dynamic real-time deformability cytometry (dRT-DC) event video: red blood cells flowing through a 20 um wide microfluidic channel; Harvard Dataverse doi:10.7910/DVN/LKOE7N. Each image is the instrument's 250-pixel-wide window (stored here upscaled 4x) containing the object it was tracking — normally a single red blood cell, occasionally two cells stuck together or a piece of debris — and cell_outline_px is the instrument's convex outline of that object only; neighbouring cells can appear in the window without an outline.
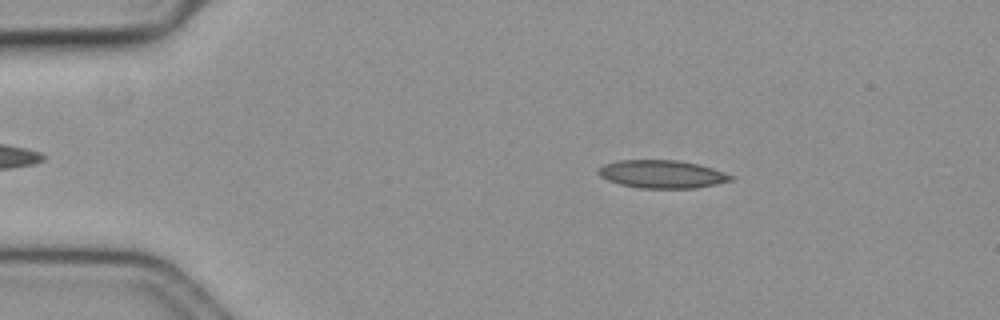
{"species": "common noctule bat (a hibernating species)", "species_latin": "Nyctalus noctula", "temperature_condition": "cold", "stored_images_in_passage": 48, "camera_frame_rate_fps": 3000, "um_per_image_px": 0.085, "animal": {"sex": "female", "body_mass_g": 19.3, "forearm_length_mm": 54.1}, "frame": {"image": 1, "passage_image": 10, "time_ms": 3.0, "image_size_px": [1000, 320], "cell_outline_px": [[736, 180], [696, 188], [640, 188], [620, 184], [608, 180], [600, 176], [596, 172], [596, 168], [604, 164], [620, 160], [676, 160], [696, 164], [712, 168], [736, 176]], "centroid_in_image_um": [56.28, 14.8], "position_along_channel_um": 28.7, "area_um2": 21.73}}
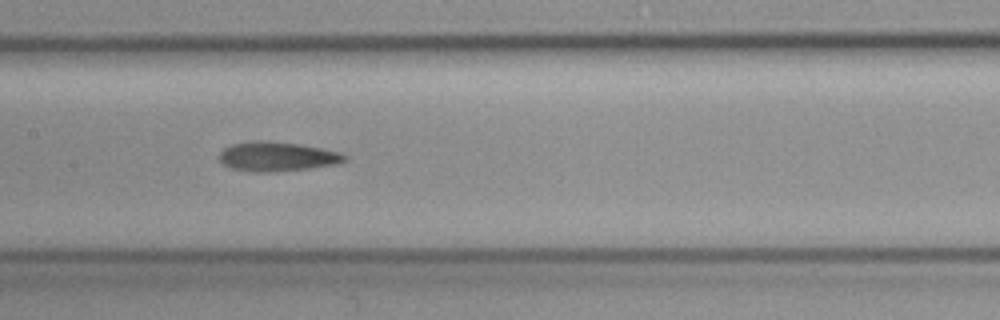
{"frame": {"image": 2, "passage_image": 28, "time_ms": 9.0, "image_size_px": [1000, 320], "cell_outline_px": [[348, 160], [336, 164], [308, 168], [268, 172], [248, 172], [232, 168], [224, 164], [220, 160], [220, 152], [224, 148], [232, 144], [252, 140], [264, 140], [300, 144], [340, 152], [348, 156]], "centroid_in_image_um": [23.56, 13.3], "position_along_channel_um": 183.8, "area_um2": 21.5}}
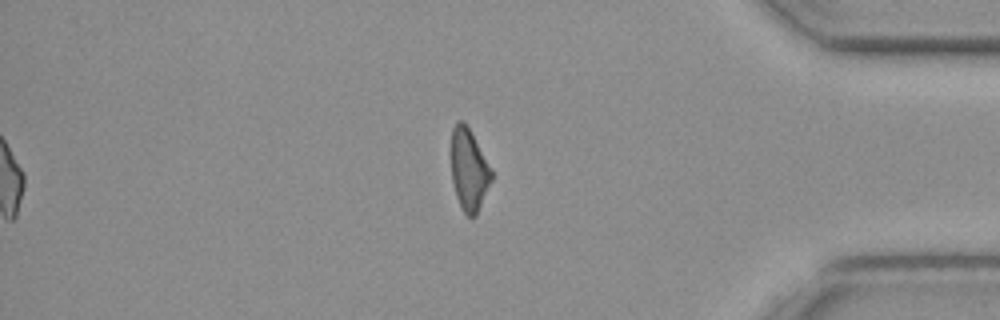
{"frame": {"image": 3, "passage_image": 48, "time_ms": 15.667, "image_size_px": [1000, 320], "cell_outline_px": [[492, 180], [476, 216], [472, 220], [460, 208], [456, 196], [452, 180], [452, 128], [456, 120], [460, 120], [468, 128], [492, 172]], "centroid_in_image_um": [39.84, 14.51], "position_along_channel_um": 395.4, "area_um2": 18.79}, "authors_computed_cell_mechanics": {"area_um2": 21.3571, "velocity_mm_per_s": 3.6273, "shape_relaxation_time_tau1_ms": null, "shape_relaxation_time_tau2_ms": 5.8244, "deformation_change_tau1": null, "deformation_change_tau2": 0.1501}}